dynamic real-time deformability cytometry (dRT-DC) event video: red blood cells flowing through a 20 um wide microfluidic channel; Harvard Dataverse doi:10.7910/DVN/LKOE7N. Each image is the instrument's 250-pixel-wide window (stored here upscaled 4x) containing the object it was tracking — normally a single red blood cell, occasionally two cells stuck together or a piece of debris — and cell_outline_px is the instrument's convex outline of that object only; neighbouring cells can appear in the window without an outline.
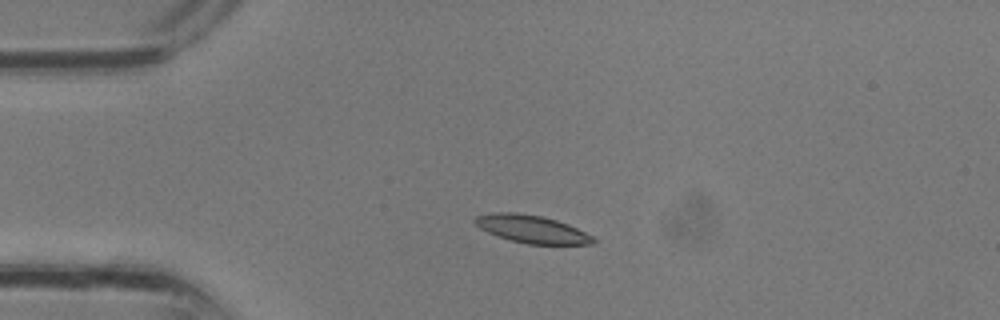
{"species": "common noctule bat (a hibernating species)", "species_latin": "Nyctalus noctula", "temperature_condition": "room temperature", "stored_images_in_passage": 26, "camera_frame_rate_fps": 3000, "um_per_image_px": 0.085, "animal": {"sex": "male", "body_mass_g": 13.3}, "frame": {"image": 1, "passage_image": 1, "time_ms": 0.0, "image_size_px": [1000, 320], "cell_outline_px": [[596, 240], [592, 244], [528, 244], [512, 240], [488, 232], [480, 228], [472, 220], [476, 216], [492, 212], [516, 212], [540, 216], [556, 220], [568, 224], [592, 236]], "centroid_in_image_um": [45.18, 19.46], "position_along_channel_um": 39.8, "area_um2": 18.84}}
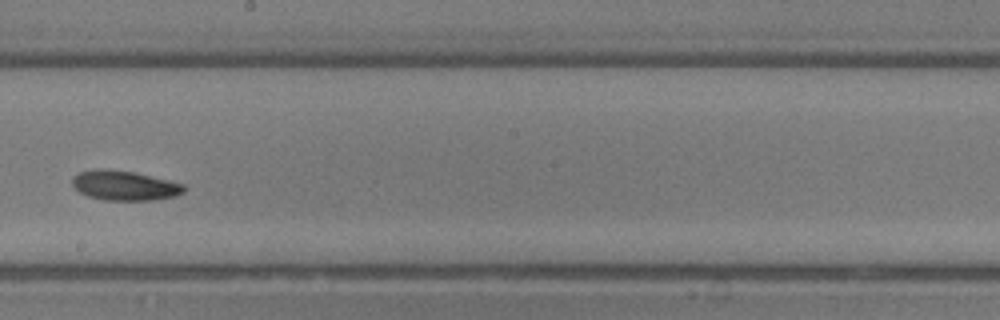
{"frame": {"image": 2, "passage_image": 12, "time_ms": 3.667, "image_size_px": [1000, 320], "cell_outline_px": [[188, 188], [184, 192], [176, 196], [156, 200], [104, 200], [88, 196], [80, 192], [72, 184], [72, 176], [80, 172], [100, 168], [132, 172], [168, 180], [184, 184]], "centroid_in_image_um": [10.61, 15.78], "position_along_channel_um": 237.6, "area_um2": 19.31}}
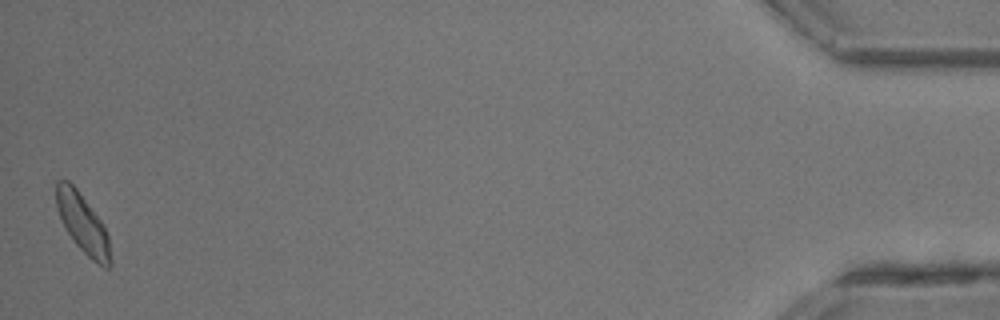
{"frame": {"image": 3, "passage_image": 26, "time_ms": 8.333, "image_size_px": [1000, 320], "cell_outline_px": [[112, 264], [108, 268], [104, 268], [92, 260], [76, 244], [68, 232], [56, 208], [56, 180], [68, 180], [76, 188], [100, 220], [108, 236], [112, 260]], "centroid_in_image_um": [7.04, 19.02], "position_along_channel_um": 428.2, "area_um2": 18.32}}